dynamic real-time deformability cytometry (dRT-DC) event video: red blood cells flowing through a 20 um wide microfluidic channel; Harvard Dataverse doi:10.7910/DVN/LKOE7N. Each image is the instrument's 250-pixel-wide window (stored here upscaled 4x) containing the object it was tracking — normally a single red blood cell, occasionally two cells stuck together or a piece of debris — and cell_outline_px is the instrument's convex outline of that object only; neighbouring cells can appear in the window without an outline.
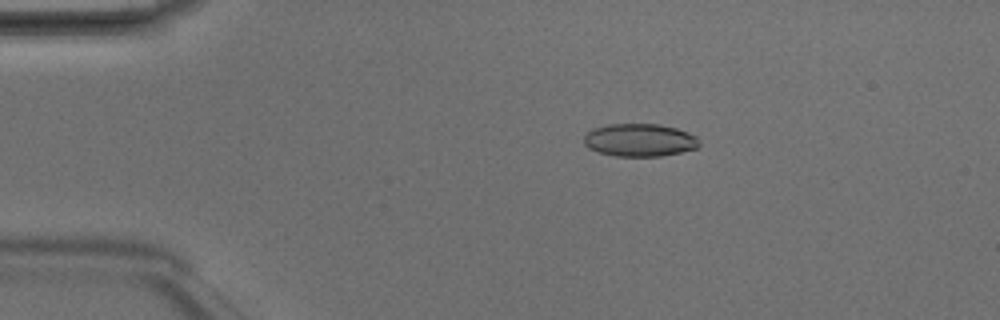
{"species": "Egyptian fruit bat (a non-hibernating species)", "species_latin": "Rousettus aegyptiacus", "temperature_condition": "room temperature", "stored_images_in_passage": 6, "camera_frame_rate_fps": 3000, "um_per_image_px": 0.085, "animal": {"sex": "male"}, "frame": {"image": 1, "passage_image": 3, "time_ms": 0.667, "image_size_px": [1000, 320], "cell_outline_px": [[700, 144], [696, 148], [680, 152], [660, 156], [616, 156], [600, 152], [588, 148], [584, 144], [584, 136], [592, 128], [608, 124], [660, 124], [676, 128], [688, 132], [696, 136], [700, 140]], "centroid_in_image_um": [54.37, 11.9], "position_along_channel_um": 30.6, "area_um2": 22.08}}
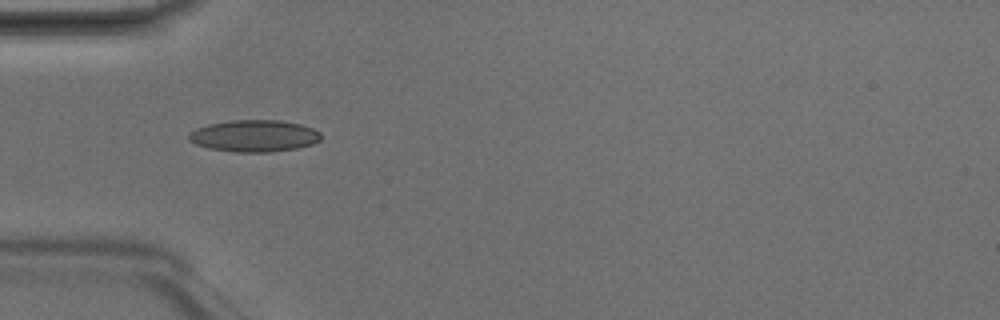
{"frame": {"image": 2, "passage_image": 4, "time_ms": 1.0, "image_size_px": [1000, 320], "cell_outline_px": [[320, 140], [312, 144], [296, 148], [272, 152], [236, 152], [208, 148], [196, 144], [188, 140], [188, 132], [196, 128], [208, 124], [232, 120], [280, 120], [300, 124], [312, 128], [320, 132]], "centroid_in_image_um": [21.58, 11.55], "position_along_channel_um": 63.4, "area_um2": 24.57}}